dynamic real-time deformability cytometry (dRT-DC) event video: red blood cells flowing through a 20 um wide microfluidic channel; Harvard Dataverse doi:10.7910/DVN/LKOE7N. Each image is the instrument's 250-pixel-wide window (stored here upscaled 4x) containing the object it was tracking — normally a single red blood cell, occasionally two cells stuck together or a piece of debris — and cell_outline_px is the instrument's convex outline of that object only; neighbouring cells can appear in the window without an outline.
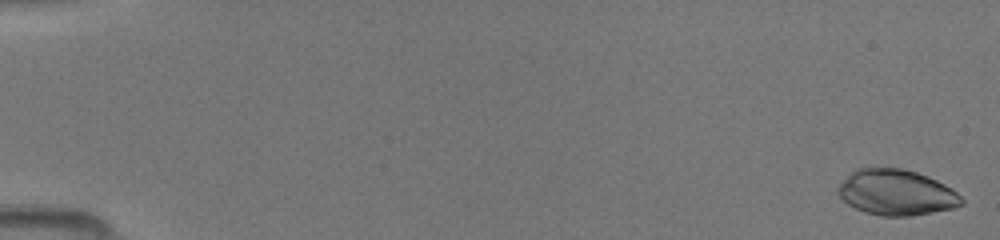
{"species": "common noctule bat (a hibernating species)", "species_latin": "Nyctalus noctula", "temperature_condition": "room temperature", "stored_images_in_passage": 49, "camera_frame_rate_fps": 3000, "um_per_image_px": 0.085, "animal": {"sex": "female", "body_mass_g": 19.5, "forearm_length_mm": 54.1}, "frame": {"image": 1, "passage_image": 1, "time_ms": 0.0, "image_size_px": [1000, 240], "cell_outline_px": [[964, 204], [952, 208], [932, 212], [908, 216], [880, 216], [864, 212], [848, 204], [836, 192], [836, 188], [856, 168], [872, 164], [900, 168], [916, 172], [928, 176], [952, 188], [964, 200]], "centroid_in_image_um": [76.15, 16.32], "position_along_channel_um": 8.8, "area_um2": 33.35}}
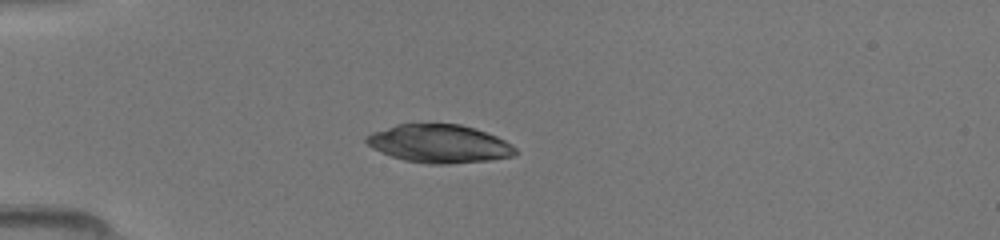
{"frame": {"image": 2, "passage_image": 14, "time_ms": 4.333, "image_size_px": [1000, 240], "cell_outline_px": [[516, 156], [488, 160], [448, 164], [428, 164], [404, 160], [380, 152], [372, 148], [364, 140], [364, 136], [372, 132], [396, 124], [460, 124], [476, 128], [496, 136], [512, 144], [516, 148]], "centroid_in_image_um": [37.33, 12.21], "position_along_channel_um": 47.7, "area_um2": 33.29}}
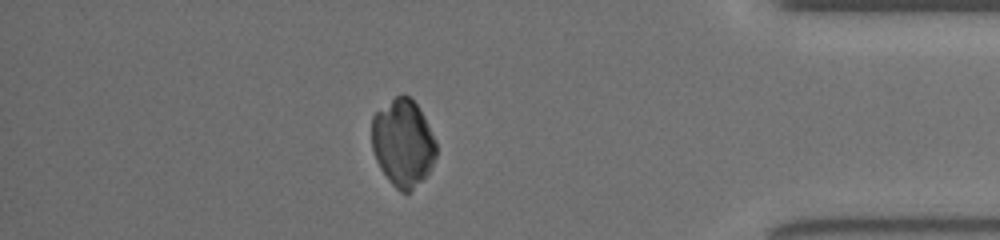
{"frame": {"image": 3, "passage_image": 43, "time_ms": 14.0, "image_size_px": [1000, 240], "cell_outline_px": [[436, 156], [428, 172], [408, 192], [400, 192], [388, 180], [380, 168], [376, 160], [372, 148], [372, 116], [376, 112], [396, 96], [404, 92], [420, 108], [436, 140]], "centroid_in_image_um": [34.24, 12.12], "position_along_channel_um": 401.0, "area_um2": 32.6}}